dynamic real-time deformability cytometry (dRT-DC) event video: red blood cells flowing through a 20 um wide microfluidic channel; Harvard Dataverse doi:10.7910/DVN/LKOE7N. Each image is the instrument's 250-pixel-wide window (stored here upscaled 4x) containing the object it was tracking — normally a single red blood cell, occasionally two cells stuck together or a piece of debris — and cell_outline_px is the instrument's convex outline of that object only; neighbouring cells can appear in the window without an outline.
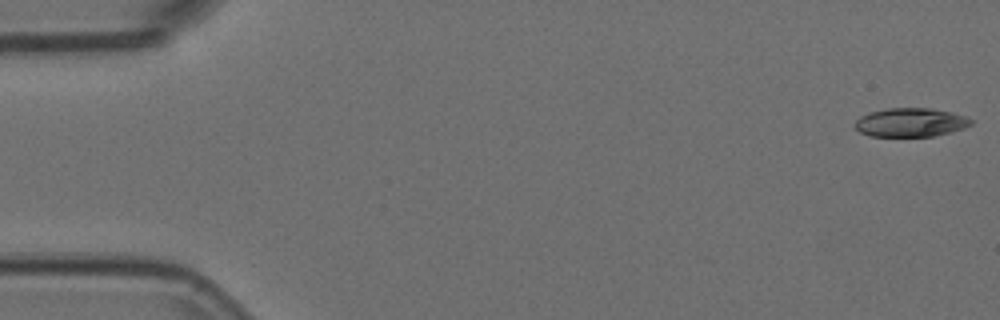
{"species": "Egyptian fruit bat (a non-hibernating species)", "species_latin": "Rousettus aegyptiacus", "temperature_condition": "room temperature", "stored_images_in_passage": 10, "camera_frame_rate_fps": 3000, "um_per_image_px": 0.085, "animal": {"sex": "female"}, "frame": {"image": 1, "passage_image": 1, "time_ms": 0.0, "image_size_px": [1000, 320], "cell_outline_px": [[972, 124], [964, 128], [932, 136], [868, 136], [860, 132], [852, 124], [860, 116], [868, 112], [888, 108], [932, 108], [952, 112], [968, 116], [972, 120]], "centroid_in_image_um": [77.38, 10.39], "position_along_channel_um": 7.6, "area_um2": 19.59}}